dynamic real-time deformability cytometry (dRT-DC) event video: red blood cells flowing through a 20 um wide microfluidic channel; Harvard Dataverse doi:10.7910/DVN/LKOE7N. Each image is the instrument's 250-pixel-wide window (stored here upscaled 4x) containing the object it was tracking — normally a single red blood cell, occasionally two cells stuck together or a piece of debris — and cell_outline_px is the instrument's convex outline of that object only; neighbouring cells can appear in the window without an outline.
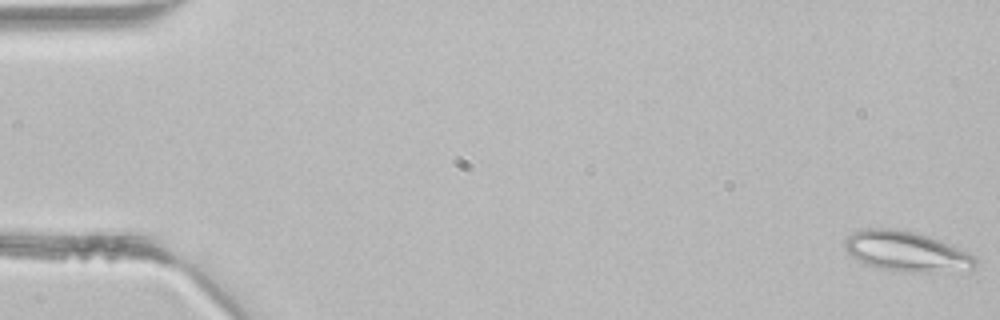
{"species": "common noctule bat (a hibernating species)", "species_latin": "Nyctalus noctula", "temperature_condition": "room temperature", "stored_images_in_passage": 4, "camera_frame_rate_fps": 3000, "um_per_image_px": 0.085, "animal": {"sex": "male", "body_mass_g": 21.5, "forearm_length_mm": 52.0}, "frame": {"image": 1, "passage_image": 1, "time_ms": 0.0, "image_size_px": [1000, 320], "cell_outline_px": [[976, 264], [972, 272], [912, 272], [884, 268], [868, 264], [852, 256], [844, 248], [844, 240], [852, 232], [864, 228], [896, 228], [928, 236], [952, 244], [976, 256]], "centroid_in_image_um": [77.14, 21.37], "position_along_channel_um": 7.9, "area_um2": 30.75}}